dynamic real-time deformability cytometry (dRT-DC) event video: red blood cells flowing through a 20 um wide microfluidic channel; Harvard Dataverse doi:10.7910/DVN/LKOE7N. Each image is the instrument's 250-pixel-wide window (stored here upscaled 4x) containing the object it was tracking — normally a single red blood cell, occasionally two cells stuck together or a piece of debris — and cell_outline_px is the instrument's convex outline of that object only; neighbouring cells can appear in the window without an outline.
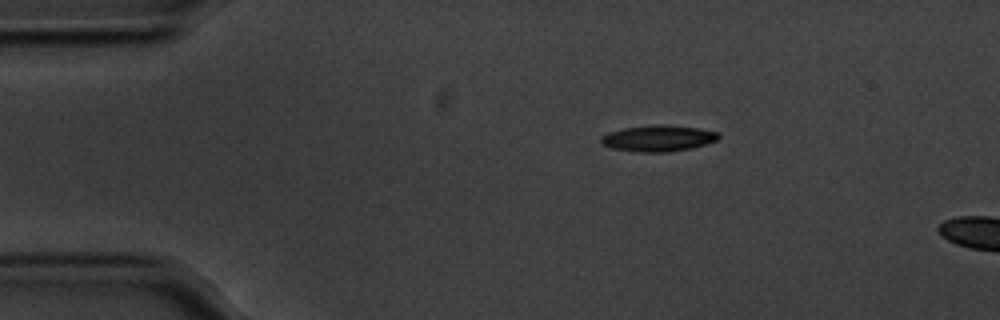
{"species": "common noctule bat (a hibernating species)", "species_latin": "Nyctalus noctula", "temperature_condition": "cold", "stored_images_in_passage": 46, "camera_frame_rate_fps": 3000, "um_per_image_px": 0.085, "animal": {"sex": "male", "body_mass_g": 20.1, "forearm_length_mm": 53.5}, "frame": {"image": 1, "passage_image": 1, "time_ms": 0.0, "image_size_px": [1000, 320], "cell_outline_px": [[720, 136], [716, 140], [704, 144], [688, 148], [668, 152], [640, 152], [612, 148], [604, 144], [600, 140], [600, 136], [608, 132], [624, 128], [660, 124], [664, 124], [696, 128], [716, 132]], "centroid_in_image_um": [55.9, 11.75], "position_along_channel_um": 29.1, "area_um2": 17.57}}
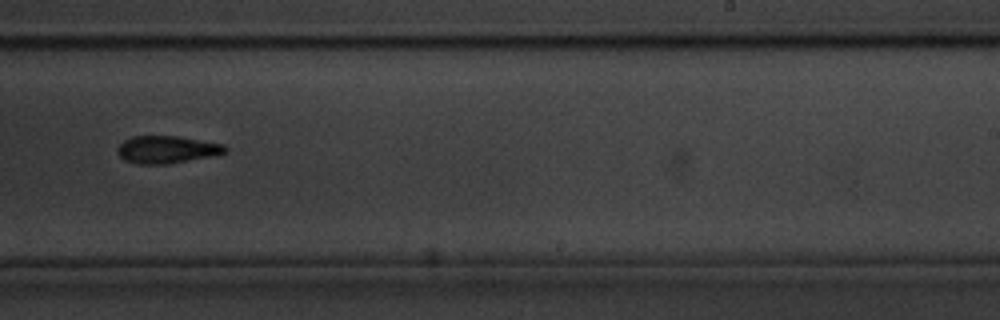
{"frame": {"image": 2, "passage_image": 26, "time_ms": 8.333, "image_size_px": [1000, 320], "cell_outline_px": [[228, 152], [220, 156], [168, 164], [140, 164], [124, 160], [116, 152], [116, 148], [124, 140], [132, 136], [180, 136], [224, 144], [228, 148]], "centroid_in_image_um": [14.26, 12.72], "position_along_channel_um": 274.7, "area_um2": 17.74}}
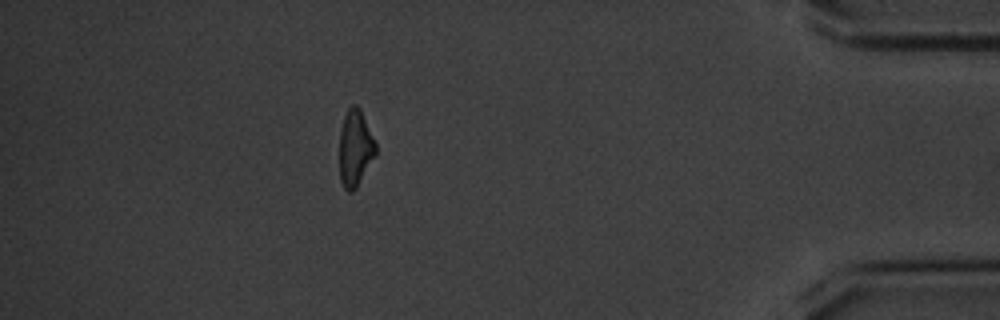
{"frame": {"image": 3, "passage_image": 41, "time_ms": 13.333, "image_size_px": [1000, 320], "cell_outline_px": [[376, 156], [356, 188], [352, 192], [348, 192], [344, 188], [340, 180], [340, 132], [344, 116], [348, 108], [352, 104], [356, 104], [360, 108], [376, 144]], "centroid_in_image_um": [30.2, 12.61], "position_along_channel_um": 405.0, "area_um2": 16.18}}